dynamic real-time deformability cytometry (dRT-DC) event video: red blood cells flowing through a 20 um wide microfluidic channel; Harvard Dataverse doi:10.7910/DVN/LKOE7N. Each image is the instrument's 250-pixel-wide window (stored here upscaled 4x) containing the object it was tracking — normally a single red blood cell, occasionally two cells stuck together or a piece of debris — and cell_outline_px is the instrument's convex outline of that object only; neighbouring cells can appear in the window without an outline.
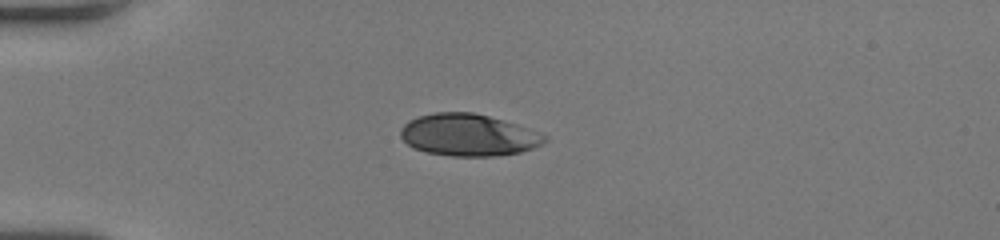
{"species": "human", "species_latin": "Homo sapiens", "temperature_condition": "room temperature", "stored_images_in_passage": 39, "camera_frame_rate_fps": 3000, "um_per_image_px": 0.085, "donor": {"sex": "female"}, "frame": {"image": 1, "passage_image": 1, "time_ms": 0.0, "image_size_px": [1000, 240], "cell_outline_px": [[548, 140], [532, 148], [520, 152], [496, 156], [452, 156], [428, 152], [412, 148], [400, 136], [400, 128], [408, 120], [416, 116], [436, 112], [472, 112], [488, 116], [516, 124], [548, 136]], "centroid_in_image_um": [39.78, 11.47], "position_along_channel_um": 45.2, "area_um2": 35.2}}
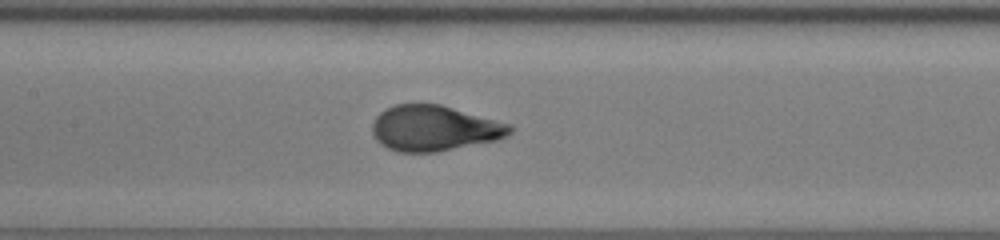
{"frame": {"image": 2, "passage_image": 13, "time_ms": 4.0, "image_size_px": [1000, 240], "cell_outline_px": [[516, 128], [508, 136], [496, 140], [436, 152], [396, 152], [380, 144], [376, 140], [372, 132], [372, 124], [376, 116], [384, 108], [396, 104], [440, 104], [512, 124]], "centroid_in_image_um": [36.92, 10.9], "position_along_channel_um": 170.5, "area_um2": 36.82}}
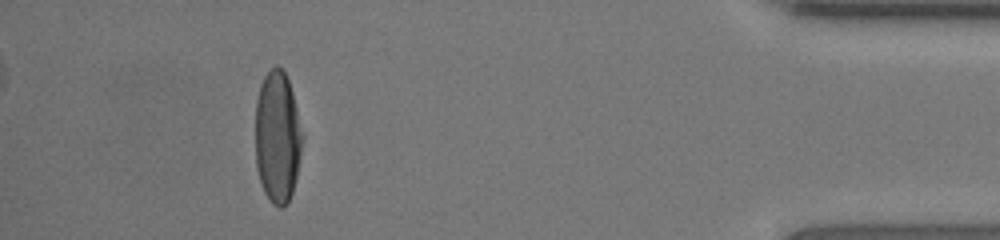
{"frame": {"image": 3, "passage_image": 35, "time_ms": 11.333, "image_size_px": [1000, 240], "cell_outline_px": [[304, 136], [296, 176], [292, 192], [288, 200], [280, 208], [272, 204], [264, 192], [256, 168], [256, 100], [260, 84], [264, 76], [276, 64], [284, 72], [288, 80], [292, 92]], "centroid_in_image_um": [23.58, 11.64], "position_along_channel_um": 411.6, "area_um2": 36.01}, "authors_computed_cell_mechanics": {"area_um2": 36.8186, "velocity_mm_per_s": 3.9551, "shape_relaxation_time_tau1_ms": 4.0953, "shape_relaxation_time_tau2_ms": null, "deformation_change_tau1": 0.2146, "deformation_change_tau2": null}}